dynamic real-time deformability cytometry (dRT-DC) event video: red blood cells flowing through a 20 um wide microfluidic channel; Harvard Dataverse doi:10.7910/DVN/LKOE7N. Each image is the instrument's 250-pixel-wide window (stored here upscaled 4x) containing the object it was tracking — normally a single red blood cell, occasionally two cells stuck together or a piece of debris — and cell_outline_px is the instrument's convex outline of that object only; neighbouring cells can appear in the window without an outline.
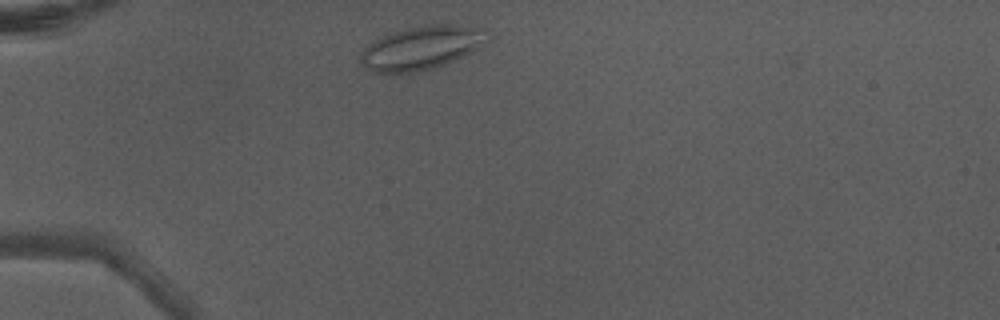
{"species": "Egyptian fruit bat (a non-hibernating species)", "species_latin": "Rousettus aegyptiacus", "temperature_condition": "warm", "stored_images_in_passage": 2, "camera_frame_rate_fps": 3000, "um_per_image_px": 0.085, "animal": {"sex": "male"}, "frame": {"image": 1, "passage_image": 1, "time_ms": 0.0, "image_size_px": [1000, 320], "cell_outline_px": [[488, 40], [484, 44], [452, 60], [432, 68], [412, 72], [372, 72], [360, 64], [360, 52], [368, 44], [384, 36], [408, 28], [432, 24], [452, 24], [484, 28]], "centroid_in_image_um": [35.79, 4.05], "position_along_channel_um": 49.2, "area_um2": 31.39}}